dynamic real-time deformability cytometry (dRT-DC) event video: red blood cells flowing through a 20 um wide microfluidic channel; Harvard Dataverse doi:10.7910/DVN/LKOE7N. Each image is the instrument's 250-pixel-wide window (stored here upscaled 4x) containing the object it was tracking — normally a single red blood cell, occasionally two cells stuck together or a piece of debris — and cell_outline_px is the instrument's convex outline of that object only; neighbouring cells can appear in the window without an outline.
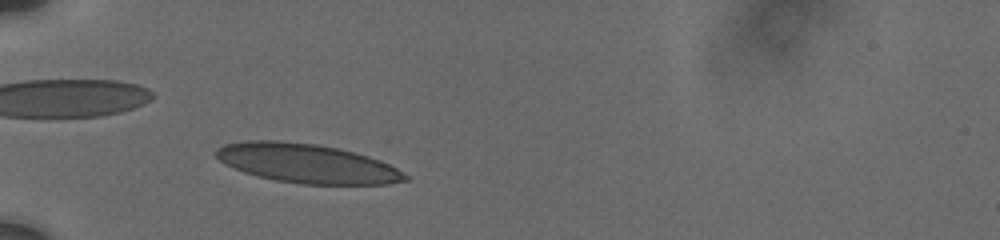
{"species": "human", "species_latin": "Homo sapiens", "temperature_condition": "cold", "stored_images_in_passage": 13, "camera_frame_rate_fps": 3000, "um_per_image_px": 0.085, "donor": {"sex": "male"}, "frame": {"image": 1, "passage_image": 6, "time_ms": 1.667, "image_size_px": [1000, 240], "cell_outline_px": [[408, 180], [388, 184], [300, 184], [276, 180], [256, 176], [244, 172], [224, 164], [216, 156], [216, 148], [224, 144], [244, 140], [280, 140], [316, 144], [340, 148], [368, 156], [380, 160], [396, 168], [408, 176]], "centroid_in_image_um": [26.06, 13.88], "position_along_channel_um": 58.9, "area_um2": 43.23}}
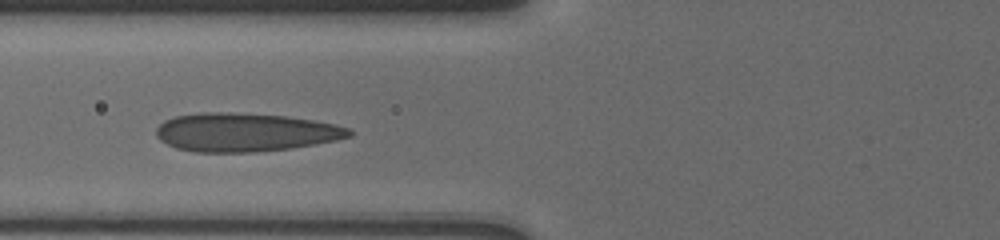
{"frame": {"image": 2, "passage_image": 10, "time_ms": 3.333, "image_size_px": [1000, 240], "cell_outline_px": [[352, 136], [336, 140], [292, 148], [256, 152], [196, 152], [176, 148], [160, 140], [156, 136], [156, 128], [164, 120], [176, 116], [200, 112], [228, 112], [284, 116], [312, 120], [336, 124], [348, 128], [352, 132]], "centroid_in_image_um": [20.82, 11.24], "position_along_channel_um": 105.0, "area_um2": 43.29}}
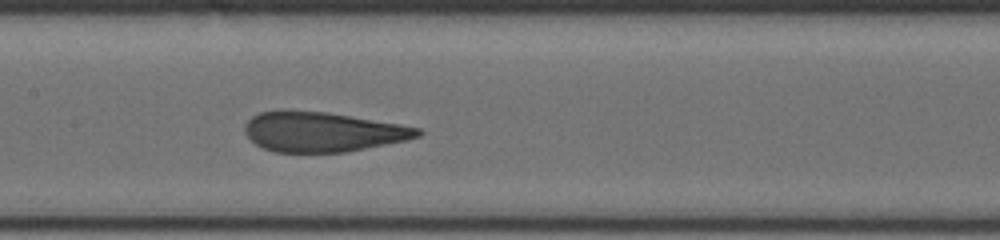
{"frame": {"image": 3, "passage_image": 13, "time_ms": 5.333, "image_size_px": [1000, 240], "cell_outline_px": [[424, 132], [420, 136], [408, 140], [348, 152], [276, 152], [264, 148], [256, 144], [244, 132], [244, 124], [252, 116], [260, 112], [280, 108], [328, 112], [400, 124], [420, 128]], "centroid_in_image_um": [27.41, 11.18], "position_along_channel_um": 180.0, "area_um2": 40.69}}